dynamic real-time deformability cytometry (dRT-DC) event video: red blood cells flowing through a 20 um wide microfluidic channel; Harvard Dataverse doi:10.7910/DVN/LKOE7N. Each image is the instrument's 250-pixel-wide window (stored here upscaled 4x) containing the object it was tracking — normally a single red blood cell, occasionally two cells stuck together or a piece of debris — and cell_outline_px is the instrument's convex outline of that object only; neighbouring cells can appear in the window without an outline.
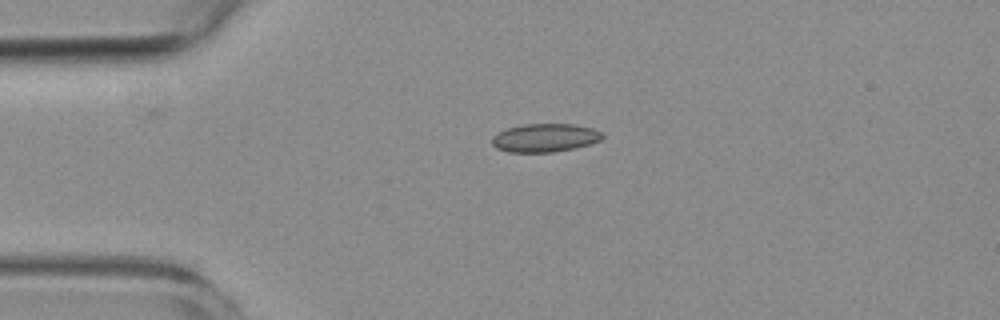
{"species": "common noctule bat (a hibernating species)", "species_latin": "Nyctalus noctula", "temperature_condition": "room temperature", "stored_images_in_passage": 2, "camera_frame_rate_fps": 3000, "um_per_image_px": 0.085, "animal": {"sex": "female", "body_mass_g": 19.3, "forearm_length_mm": 54.1}, "frame": {"image": 1, "passage_image": 1, "time_ms": 0.0, "image_size_px": [1000, 320], "cell_outline_px": [[604, 136], [600, 140], [588, 144], [572, 148], [552, 152], [508, 152], [496, 148], [492, 144], [492, 136], [508, 128], [524, 124], [572, 124], [592, 128], [600, 132]], "centroid_in_image_um": [46.29, 11.71], "position_along_channel_um": 38.7, "area_um2": 17.98}}